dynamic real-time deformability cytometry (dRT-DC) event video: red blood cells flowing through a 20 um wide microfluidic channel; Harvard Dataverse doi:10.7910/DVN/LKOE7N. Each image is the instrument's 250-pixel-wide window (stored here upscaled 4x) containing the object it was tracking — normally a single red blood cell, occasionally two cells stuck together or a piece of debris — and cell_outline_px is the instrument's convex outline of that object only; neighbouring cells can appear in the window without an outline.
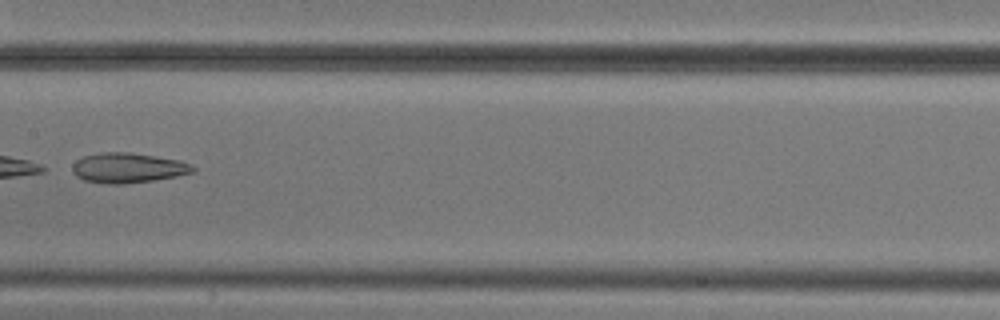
{"species": "common noctule bat (a hibernating species)", "species_latin": "Nyctalus noctula", "temperature_condition": "cold", "stored_images_in_passage": 8, "camera_frame_rate_fps": 3000, "um_per_image_px": 0.085, "animal": {"sex": "male", "body_mass_g": 20.5, "forearm_length_mm": 52.5}, "frame": {"image": 1, "passage_image": 7, "time_ms": 8.0, "image_size_px": [1000, 320], "cell_outline_px": [[196, 168], [192, 172], [176, 176], [152, 180], [120, 184], [108, 184], [84, 180], [76, 176], [72, 172], [72, 164], [76, 160], [84, 156], [104, 152], [128, 152], [156, 156], [180, 160], [192, 164]], "centroid_in_image_um": [10.86, 14.26], "position_along_channel_um": 196.5, "area_um2": 20.98}}
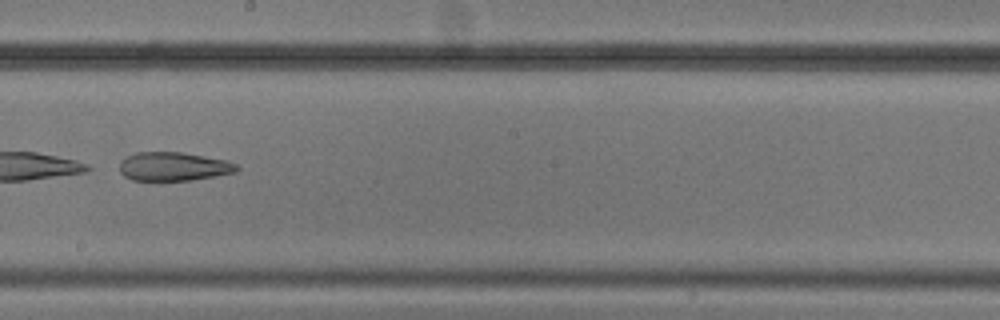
{"frame": {"image": 2, "passage_image": 8, "time_ms": 9.0, "image_size_px": [1000, 320], "cell_outline_px": [[240, 168], [236, 172], [216, 176], [192, 180], [132, 180], [124, 176], [120, 172], [120, 160], [136, 152], [184, 152], [228, 160], [236, 164]], "centroid_in_image_um": [14.78, 14.14], "position_along_channel_um": 233.4, "area_um2": 19.77}}